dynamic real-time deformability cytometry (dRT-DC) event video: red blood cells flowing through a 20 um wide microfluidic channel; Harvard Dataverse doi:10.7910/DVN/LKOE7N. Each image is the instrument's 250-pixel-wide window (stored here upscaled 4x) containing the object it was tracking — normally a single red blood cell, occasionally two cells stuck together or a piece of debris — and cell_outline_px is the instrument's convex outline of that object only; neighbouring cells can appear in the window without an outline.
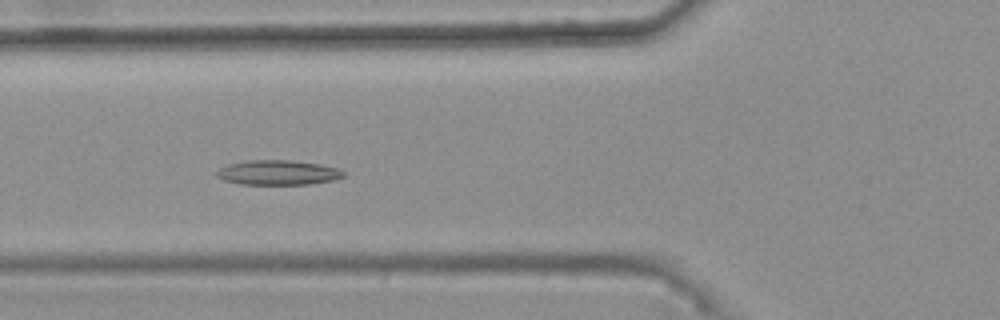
{"species": "common noctule bat (a hibernating species)", "species_latin": "Nyctalus noctula", "temperature_condition": "warm", "stored_images_in_passage": 29, "camera_frame_rate_fps": 3000, "um_per_image_px": 0.085, "animal": {"sex": "female", "body_mass_g": 25.1}, "frame": {"image": 1, "passage_image": 3, "time_ms": 0.667, "image_size_px": [1000, 320], "cell_outline_px": [[344, 176], [336, 180], [308, 184], [240, 184], [224, 180], [216, 176], [216, 172], [220, 168], [228, 164], [248, 160], [288, 160], [320, 164], [336, 168], [344, 172]], "centroid_in_image_um": [23.62, 14.67], "position_along_channel_um": 102.2, "area_um2": 18.21}}
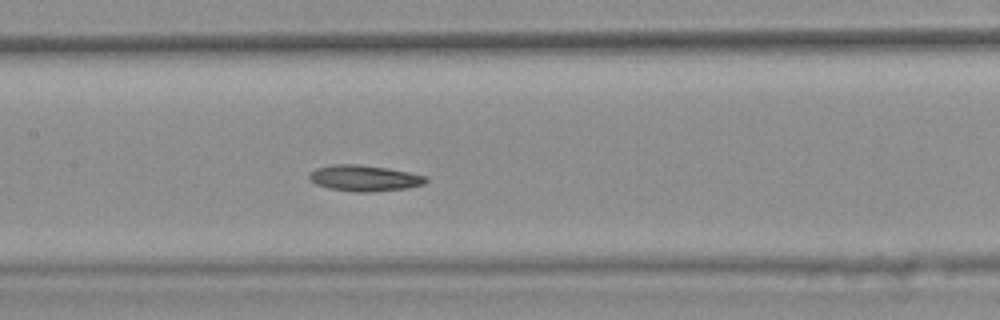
{"frame": {"image": 2, "passage_image": 9, "time_ms": 2.667, "image_size_px": [1000, 320], "cell_outline_px": [[428, 180], [424, 184], [408, 188], [368, 192], [352, 192], [328, 188], [316, 184], [308, 180], [308, 172], [316, 168], [332, 164], [356, 164], [388, 168], [428, 176]], "centroid_in_image_um": [30.94, 15.14], "position_along_channel_um": 176.5, "area_um2": 17.92}}
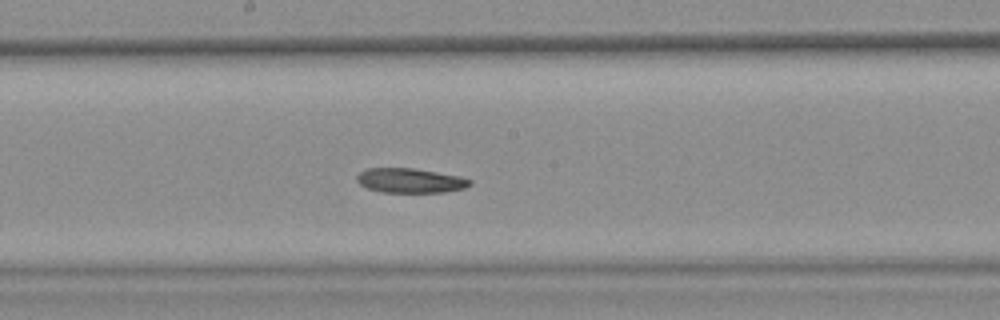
{"frame": {"image": 3, "passage_image": 12, "time_ms": 3.667, "image_size_px": [1000, 320], "cell_outline_px": [[472, 184], [464, 188], [444, 192], [380, 192], [368, 188], [360, 184], [356, 180], [356, 176], [360, 172], [368, 168], [412, 168], [460, 176], [472, 180]], "centroid_in_image_um": [34.86, 15.35], "position_along_channel_um": 213.3, "area_um2": 16.13}}